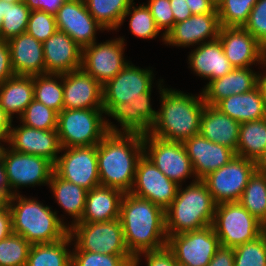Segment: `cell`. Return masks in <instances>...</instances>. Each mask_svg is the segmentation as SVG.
<instances>
[{
	"label": "cell",
	"mask_w": 266,
	"mask_h": 266,
	"mask_svg": "<svg viewBox=\"0 0 266 266\" xmlns=\"http://www.w3.org/2000/svg\"><path fill=\"white\" fill-rule=\"evenodd\" d=\"M207 266H234L233 247L220 246Z\"/></svg>",
	"instance_id": "52"
},
{
	"label": "cell",
	"mask_w": 266,
	"mask_h": 266,
	"mask_svg": "<svg viewBox=\"0 0 266 266\" xmlns=\"http://www.w3.org/2000/svg\"><path fill=\"white\" fill-rule=\"evenodd\" d=\"M60 155L54 164V172L60 178L87 191L100 186L97 145L61 148Z\"/></svg>",
	"instance_id": "13"
},
{
	"label": "cell",
	"mask_w": 266,
	"mask_h": 266,
	"mask_svg": "<svg viewBox=\"0 0 266 266\" xmlns=\"http://www.w3.org/2000/svg\"><path fill=\"white\" fill-rule=\"evenodd\" d=\"M144 155L179 186L189 178L197 180L186 149L181 142H169L150 134L143 135Z\"/></svg>",
	"instance_id": "11"
},
{
	"label": "cell",
	"mask_w": 266,
	"mask_h": 266,
	"mask_svg": "<svg viewBox=\"0 0 266 266\" xmlns=\"http://www.w3.org/2000/svg\"><path fill=\"white\" fill-rule=\"evenodd\" d=\"M2 23H3V21H0V30H1Z\"/></svg>",
	"instance_id": "61"
},
{
	"label": "cell",
	"mask_w": 266,
	"mask_h": 266,
	"mask_svg": "<svg viewBox=\"0 0 266 266\" xmlns=\"http://www.w3.org/2000/svg\"><path fill=\"white\" fill-rule=\"evenodd\" d=\"M222 0H212V2L217 6Z\"/></svg>",
	"instance_id": "60"
},
{
	"label": "cell",
	"mask_w": 266,
	"mask_h": 266,
	"mask_svg": "<svg viewBox=\"0 0 266 266\" xmlns=\"http://www.w3.org/2000/svg\"><path fill=\"white\" fill-rule=\"evenodd\" d=\"M143 154V135L109 132L97 144L100 185L129 193Z\"/></svg>",
	"instance_id": "3"
},
{
	"label": "cell",
	"mask_w": 266,
	"mask_h": 266,
	"mask_svg": "<svg viewBox=\"0 0 266 266\" xmlns=\"http://www.w3.org/2000/svg\"><path fill=\"white\" fill-rule=\"evenodd\" d=\"M103 114V108L63 109L57 120L61 147L97 145L109 133Z\"/></svg>",
	"instance_id": "6"
},
{
	"label": "cell",
	"mask_w": 266,
	"mask_h": 266,
	"mask_svg": "<svg viewBox=\"0 0 266 266\" xmlns=\"http://www.w3.org/2000/svg\"><path fill=\"white\" fill-rule=\"evenodd\" d=\"M34 100V76L13 75L0 84V106L13 121Z\"/></svg>",
	"instance_id": "31"
},
{
	"label": "cell",
	"mask_w": 266,
	"mask_h": 266,
	"mask_svg": "<svg viewBox=\"0 0 266 266\" xmlns=\"http://www.w3.org/2000/svg\"><path fill=\"white\" fill-rule=\"evenodd\" d=\"M34 99L60 113L64 109L63 74L34 76Z\"/></svg>",
	"instance_id": "37"
},
{
	"label": "cell",
	"mask_w": 266,
	"mask_h": 266,
	"mask_svg": "<svg viewBox=\"0 0 266 266\" xmlns=\"http://www.w3.org/2000/svg\"><path fill=\"white\" fill-rule=\"evenodd\" d=\"M72 245L69 233L56 242L32 244L26 266H71Z\"/></svg>",
	"instance_id": "33"
},
{
	"label": "cell",
	"mask_w": 266,
	"mask_h": 266,
	"mask_svg": "<svg viewBox=\"0 0 266 266\" xmlns=\"http://www.w3.org/2000/svg\"><path fill=\"white\" fill-rule=\"evenodd\" d=\"M13 121L0 106V140L5 143Z\"/></svg>",
	"instance_id": "55"
},
{
	"label": "cell",
	"mask_w": 266,
	"mask_h": 266,
	"mask_svg": "<svg viewBox=\"0 0 266 266\" xmlns=\"http://www.w3.org/2000/svg\"><path fill=\"white\" fill-rule=\"evenodd\" d=\"M164 80L160 79V109L152 125L150 135L169 142H185L199 134L201 118L205 107L202 92L197 96L184 93L173 88H165Z\"/></svg>",
	"instance_id": "2"
},
{
	"label": "cell",
	"mask_w": 266,
	"mask_h": 266,
	"mask_svg": "<svg viewBox=\"0 0 266 266\" xmlns=\"http://www.w3.org/2000/svg\"><path fill=\"white\" fill-rule=\"evenodd\" d=\"M234 266H266V231L253 241L233 248Z\"/></svg>",
	"instance_id": "43"
},
{
	"label": "cell",
	"mask_w": 266,
	"mask_h": 266,
	"mask_svg": "<svg viewBox=\"0 0 266 266\" xmlns=\"http://www.w3.org/2000/svg\"><path fill=\"white\" fill-rule=\"evenodd\" d=\"M124 41L120 36L83 48L81 68L103 86L129 63L124 56Z\"/></svg>",
	"instance_id": "15"
},
{
	"label": "cell",
	"mask_w": 266,
	"mask_h": 266,
	"mask_svg": "<svg viewBox=\"0 0 266 266\" xmlns=\"http://www.w3.org/2000/svg\"><path fill=\"white\" fill-rule=\"evenodd\" d=\"M183 145L197 180H202L236 156L232 149L207 140L200 133L183 142Z\"/></svg>",
	"instance_id": "23"
},
{
	"label": "cell",
	"mask_w": 266,
	"mask_h": 266,
	"mask_svg": "<svg viewBox=\"0 0 266 266\" xmlns=\"http://www.w3.org/2000/svg\"><path fill=\"white\" fill-rule=\"evenodd\" d=\"M31 244L12 233L0 241V266H26Z\"/></svg>",
	"instance_id": "41"
},
{
	"label": "cell",
	"mask_w": 266,
	"mask_h": 266,
	"mask_svg": "<svg viewBox=\"0 0 266 266\" xmlns=\"http://www.w3.org/2000/svg\"><path fill=\"white\" fill-rule=\"evenodd\" d=\"M188 64L193 74L212 81L223 77L234 69L226 58L220 40L204 42L189 52Z\"/></svg>",
	"instance_id": "25"
},
{
	"label": "cell",
	"mask_w": 266,
	"mask_h": 266,
	"mask_svg": "<svg viewBox=\"0 0 266 266\" xmlns=\"http://www.w3.org/2000/svg\"><path fill=\"white\" fill-rule=\"evenodd\" d=\"M131 255H109L87 251H72L71 266H133Z\"/></svg>",
	"instance_id": "44"
},
{
	"label": "cell",
	"mask_w": 266,
	"mask_h": 266,
	"mask_svg": "<svg viewBox=\"0 0 266 266\" xmlns=\"http://www.w3.org/2000/svg\"><path fill=\"white\" fill-rule=\"evenodd\" d=\"M102 89L82 68L63 74L64 109L103 108Z\"/></svg>",
	"instance_id": "22"
},
{
	"label": "cell",
	"mask_w": 266,
	"mask_h": 266,
	"mask_svg": "<svg viewBox=\"0 0 266 266\" xmlns=\"http://www.w3.org/2000/svg\"><path fill=\"white\" fill-rule=\"evenodd\" d=\"M244 28L266 49V0H258Z\"/></svg>",
	"instance_id": "46"
},
{
	"label": "cell",
	"mask_w": 266,
	"mask_h": 266,
	"mask_svg": "<svg viewBox=\"0 0 266 266\" xmlns=\"http://www.w3.org/2000/svg\"><path fill=\"white\" fill-rule=\"evenodd\" d=\"M129 16V30L132 35L140 39L150 40L159 36L161 31L157 27L149 8L146 6V3L143 2L142 4H139V6H135V2H133L124 13L120 22V28Z\"/></svg>",
	"instance_id": "39"
},
{
	"label": "cell",
	"mask_w": 266,
	"mask_h": 266,
	"mask_svg": "<svg viewBox=\"0 0 266 266\" xmlns=\"http://www.w3.org/2000/svg\"><path fill=\"white\" fill-rule=\"evenodd\" d=\"M146 260L147 266H177L173 252L165 246L162 249L144 252L134 258L133 266H139L142 257Z\"/></svg>",
	"instance_id": "48"
},
{
	"label": "cell",
	"mask_w": 266,
	"mask_h": 266,
	"mask_svg": "<svg viewBox=\"0 0 266 266\" xmlns=\"http://www.w3.org/2000/svg\"><path fill=\"white\" fill-rule=\"evenodd\" d=\"M251 68H234L223 77L214 79L202 88L206 105L216 106L221 100L234 94L246 93L258 85V72Z\"/></svg>",
	"instance_id": "26"
},
{
	"label": "cell",
	"mask_w": 266,
	"mask_h": 266,
	"mask_svg": "<svg viewBox=\"0 0 266 266\" xmlns=\"http://www.w3.org/2000/svg\"><path fill=\"white\" fill-rule=\"evenodd\" d=\"M45 74H65L82 66V48L65 32L57 30L44 43Z\"/></svg>",
	"instance_id": "24"
},
{
	"label": "cell",
	"mask_w": 266,
	"mask_h": 266,
	"mask_svg": "<svg viewBox=\"0 0 266 266\" xmlns=\"http://www.w3.org/2000/svg\"><path fill=\"white\" fill-rule=\"evenodd\" d=\"M153 70L129 63L115 77L103 85V103H126L143 98L153 89Z\"/></svg>",
	"instance_id": "17"
},
{
	"label": "cell",
	"mask_w": 266,
	"mask_h": 266,
	"mask_svg": "<svg viewBox=\"0 0 266 266\" xmlns=\"http://www.w3.org/2000/svg\"><path fill=\"white\" fill-rule=\"evenodd\" d=\"M220 246L212 225L170 235L167 239V247L176 261L185 266H207Z\"/></svg>",
	"instance_id": "14"
},
{
	"label": "cell",
	"mask_w": 266,
	"mask_h": 266,
	"mask_svg": "<svg viewBox=\"0 0 266 266\" xmlns=\"http://www.w3.org/2000/svg\"><path fill=\"white\" fill-rule=\"evenodd\" d=\"M146 6L155 20L161 33L162 42H165V36L174 26V16L170 7V0H148ZM163 34V35H162Z\"/></svg>",
	"instance_id": "47"
},
{
	"label": "cell",
	"mask_w": 266,
	"mask_h": 266,
	"mask_svg": "<svg viewBox=\"0 0 266 266\" xmlns=\"http://www.w3.org/2000/svg\"><path fill=\"white\" fill-rule=\"evenodd\" d=\"M218 39L234 68L262 65L266 60V49L244 27H221Z\"/></svg>",
	"instance_id": "20"
},
{
	"label": "cell",
	"mask_w": 266,
	"mask_h": 266,
	"mask_svg": "<svg viewBox=\"0 0 266 266\" xmlns=\"http://www.w3.org/2000/svg\"><path fill=\"white\" fill-rule=\"evenodd\" d=\"M257 170L266 174V153L257 163Z\"/></svg>",
	"instance_id": "58"
},
{
	"label": "cell",
	"mask_w": 266,
	"mask_h": 266,
	"mask_svg": "<svg viewBox=\"0 0 266 266\" xmlns=\"http://www.w3.org/2000/svg\"><path fill=\"white\" fill-rule=\"evenodd\" d=\"M119 219L127 250L133 258L167 246L165 210L150 200L125 193Z\"/></svg>",
	"instance_id": "1"
},
{
	"label": "cell",
	"mask_w": 266,
	"mask_h": 266,
	"mask_svg": "<svg viewBox=\"0 0 266 266\" xmlns=\"http://www.w3.org/2000/svg\"><path fill=\"white\" fill-rule=\"evenodd\" d=\"M48 187L51 189L57 204L72 219L68 223V229L80 222L85 210L87 190L60 178L55 172L51 176Z\"/></svg>",
	"instance_id": "32"
},
{
	"label": "cell",
	"mask_w": 266,
	"mask_h": 266,
	"mask_svg": "<svg viewBox=\"0 0 266 266\" xmlns=\"http://www.w3.org/2000/svg\"><path fill=\"white\" fill-rule=\"evenodd\" d=\"M69 0H23L26 6L32 10L44 11L55 15L64 2Z\"/></svg>",
	"instance_id": "50"
},
{
	"label": "cell",
	"mask_w": 266,
	"mask_h": 266,
	"mask_svg": "<svg viewBox=\"0 0 266 266\" xmlns=\"http://www.w3.org/2000/svg\"><path fill=\"white\" fill-rule=\"evenodd\" d=\"M260 68H262V71L258 73V86L262 92L263 95V100H264V106H265V110H266V60L263 62V64L261 66H258ZM264 67V69H263Z\"/></svg>",
	"instance_id": "57"
},
{
	"label": "cell",
	"mask_w": 266,
	"mask_h": 266,
	"mask_svg": "<svg viewBox=\"0 0 266 266\" xmlns=\"http://www.w3.org/2000/svg\"><path fill=\"white\" fill-rule=\"evenodd\" d=\"M218 13L191 15L188 19L174 23L165 36L164 44L176 47H192L215 40L219 36Z\"/></svg>",
	"instance_id": "21"
},
{
	"label": "cell",
	"mask_w": 266,
	"mask_h": 266,
	"mask_svg": "<svg viewBox=\"0 0 266 266\" xmlns=\"http://www.w3.org/2000/svg\"><path fill=\"white\" fill-rule=\"evenodd\" d=\"M266 153V118L240 124L235 154L255 162Z\"/></svg>",
	"instance_id": "34"
},
{
	"label": "cell",
	"mask_w": 266,
	"mask_h": 266,
	"mask_svg": "<svg viewBox=\"0 0 266 266\" xmlns=\"http://www.w3.org/2000/svg\"><path fill=\"white\" fill-rule=\"evenodd\" d=\"M258 0H222L217 6L221 27H244Z\"/></svg>",
	"instance_id": "40"
},
{
	"label": "cell",
	"mask_w": 266,
	"mask_h": 266,
	"mask_svg": "<svg viewBox=\"0 0 266 266\" xmlns=\"http://www.w3.org/2000/svg\"><path fill=\"white\" fill-rule=\"evenodd\" d=\"M124 192L112 187L98 186L87 191L82 223L107 222L119 219Z\"/></svg>",
	"instance_id": "28"
},
{
	"label": "cell",
	"mask_w": 266,
	"mask_h": 266,
	"mask_svg": "<svg viewBox=\"0 0 266 266\" xmlns=\"http://www.w3.org/2000/svg\"><path fill=\"white\" fill-rule=\"evenodd\" d=\"M57 30L65 32L82 49L96 42L97 31L105 29L93 18L84 0H69L55 14Z\"/></svg>",
	"instance_id": "18"
},
{
	"label": "cell",
	"mask_w": 266,
	"mask_h": 266,
	"mask_svg": "<svg viewBox=\"0 0 266 266\" xmlns=\"http://www.w3.org/2000/svg\"><path fill=\"white\" fill-rule=\"evenodd\" d=\"M9 197V186L6 179L5 166L0 157V200L5 201Z\"/></svg>",
	"instance_id": "56"
},
{
	"label": "cell",
	"mask_w": 266,
	"mask_h": 266,
	"mask_svg": "<svg viewBox=\"0 0 266 266\" xmlns=\"http://www.w3.org/2000/svg\"><path fill=\"white\" fill-rule=\"evenodd\" d=\"M13 233L10 206L6 201L0 202V241Z\"/></svg>",
	"instance_id": "51"
},
{
	"label": "cell",
	"mask_w": 266,
	"mask_h": 266,
	"mask_svg": "<svg viewBox=\"0 0 266 266\" xmlns=\"http://www.w3.org/2000/svg\"><path fill=\"white\" fill-rule=\"evenodd\" d=\"M257 164L244 157L234 156L226 165L209 173L202 181L216 204L239 202Z\"/></svg>",
	"instance_id": "10"
},
{
	"label": "cell",
	"mask_w": 266,
	"mask_h": 266,
	"mask_svg": "<svg viewBox=\"0 0 266 266\" xmlns=\"http://www.w3.org/2000/svg\"><path fill=\"white\" fill-rule=\"evenodd\" d=\"M212 227L220 245L233 248L255 240L266 231L239 202L216 204Z\"/></svg>",
	"instance_id": "7"
},
{
	"label": "cell",
	"mask_w": 266,
	"mask_h": 266,
	"mask_svg": "<svg viewBox=\"0 0 266 266\" xmlns=\"http://www.w3.org/2000/svg\"><path fill=\"white\" fill-rule=\"evenodd\" d=\"M0 1H5V2H9V3L15 4V3L22 2L23 0H0Z\"/></svg>",
	"instance_id": "59"
},
{
	"label": "cell",
	"mask_w": 266,
	"mask_h": 266,
	"mask_svg": "<svg viewBox=\"0 0 266 266\" xmlns=\"http://www.w3.org/2000/svg\"><path fill=\"white\" fill-rule=\"evenodd\" d=\"M11 65L15 75L45 74L42 43L24 32L8 40Z\"/></svg>",
	"instance_id": "27"
},
{
	"label": "cell",
	"mask_w": 266,
	"mask_h": 266,
	"mask_svg": "<svg viewBox=\"0 0 266 266\" xmlns=\"http://www.w3.org/2000/svg\"><path fill=\"white\" fill-rule=\"evenodd\" d=\"M19 119L20 124L35 129L57 130L58 113L35 99L27 106Z\"/></svg>",
	"instance_id": "42"
},
{
	"label": "cell",
	"mask_w": 266,
	"mask_h": 266,
	"mask_svg": "<svg viewBox=\"0 0 266 266\" xmlns=\"http://www.w3.org/2000/svg\"><path fill=\"white\" fill-rule=\"evenodd\" d=\"M240 123L223 114L216 106L205 105L200 134L207 140L221 144L236 152Z\"/></svg>",
	"instance_id": "29"
},
{
	"label": "cell",
	"mask_w": 266,
	"mask_h": 266,
	"mask_svg": "<svg viewBox=\"0 0 266 266\" xmlns=\"http://www.w3.org/2000/svg\"><path fill=\"white\" fill-rule=\"evenodd\" d=\"M13 75L8 41L0 40V84Z\"/></svg>",
	"instance_id": "49"
},
{
	"label": "cell",
	"mask_w": 266,
	"mask_h": 266,
	"mask_svg": "<svg viewBox=\"0 0 266 266\" xmlns=\"http://www.w3.org/2000/svg\"><path fill=\"white\" fill-rule=\"evenodd\" d=\"M5 143L16 152L44 157L53 164L62 148L57 130H40L24 124L15 127L12 124Z\"/></svg>",
	"instance_id": "19"
},
{
	"label": "cell",
	"mask_w": 266,
	"mask_h": 266,
	"mask_svg": "<svg viewBox=\"0 0 266 266\" xmlns=\"http://www.w3.org/2000/svg\"><path fill=\"white\" fill-rule=\"evenodd\" d=\"M170 7L174 16V23L184 21L192 15L186 0H170Z\"/></svg>",
	"instance_id": "54"
},
{
	"label": "cell",
	"mask_w": 266,
	"mask_h": 266,
	"mask_svg": "<svg viewBox=\"0 0 266 266\" xmlns=\"http://www.w3.org/2000/svg\"><path fill=\"white\" fill-rule=\"evenodd\" d=\"M216 107L240 124L266 118L263 95L258 85L249 92L221 100Z\"/></svg>",
	"instance_id": "30"
},
{
	"label": "cell",
	"mask_w": 266,
	"mask_h": 266,
	"mask_svg": "<svg viewBox=\"0 0 266 266\" xmlns=\"http://www.w3.org/2000/svg\"><path fill=\"white\" fill-rule=\"evenodd\" d=\"M37 200L20 193L5 200L10 206L13 233L24 237L31 245L63 239L69 233L65 217L59 218L57 211Z\"/></svg>",
	"instance_id": "4"
},
{
	"label": "cell",
	"mask_w": 266,
	"mask_h": 266,
	"mask_svg": "<svg viewBox=\"0 0 266 266\" xmlns=\"http://www.w3.org/2000/svg\"><path fill=\"white\" fill-rule=\"evenodd\" d=\"M57 31L55 15L44 11L32 10L29 14L26 32L44 43Z\"/></svg>",
	"instance_id": "45"
},
{
	"label": "cell",
	"mask_w": 266,
	"mask_h": 266,
	"mask_svg": "<svg viewBox=\"0 0 266 266\" xmlns=\"http://www.w3.org/2000/svg\"><path fill=\"white\" fill-rule=\"evenodd\" d=\"M192 15L218 13L212 0H186Z\"/></svg>",
	"instance_id": "53"
},
{
	"label": "cell",
	"mask_w": 266,
	"mask_h": 266,
	"mask_svg": "<svg viewBox=\"0 0 266 266\" xmlns=\"http://www.w3.org/2000/svg\"><path fill=\"white\" fill-rule=\"evenodd\" d=\"M30 11L23 1L15 4L0 1V21H3L0 40L8 41L26 32Z\"/></svg>",
	"instance_id": "38"
},
{
	"label": "cell",
	"mask_w": 266,
	"mask_h": 266,
	"mask_svg": "<svg viewBox=\"0 0 266 266\" xmlns=\"http://www.w3.org/2000/svg\"><path fill=\"white\" fill-rule=\"evenodd\" d=\"M0 157L5 166L9 197L19 194L20 187L49 185L54 164L48 159L16 152L5 144L1 146Z\"/></svg>",
	"instance_id": "9"
},
{
	"label": "cell",
	"mask_w": 266,
	"mask_h": 266,
	"mask_svg": "<svg viewBox=\"0 0 266 266\" xmlns=\"http://www.w3.org/2000/svg\"><path fill=\"white\" fill-rule=\"evenodd\" d=\"M179 185L167 178L144 154L139 159L130 193L150 200L166 210L177 195Z\"/></svg>",
	"instance_id": "16"
},
{
	"label": "cell",
	"mask_w": 266,
	"mask_h": 266,
	"mask_svg": "<svg viewBox=\"0 0 266 266\" xmlns=\"http://www.w3.org/2000/svg\"><path fill=\"white\" fill-rule=\"evenodd\" d=\"M134 0H84L89 13L108 32L117 31Z\"/></svg>",
	"instance_id": "35"
},
{
	"label": "cell",
	"mask_w": 266,
	"mask_h": 266,
	"mask_svg": "<svg viewBox=\"0 0 266 266\" xmlns=\"http://www.w3.org/2000/svg\"><path fill=\"white\" fill-rule=\"evenodd\" d=\"M239 203L266 227V174L253 173Z\"/></svg>",
	"instance_id": "36"
},
{
	"label": "cell",
	"mask_w": 266,
	"mask_h": 266,
	"mask_svg": "<svg viewBox=\"0 0 266 266\" xmlns=\"http://www.w3.org/2000/svg\"><path fill=\"white\" fill-rule=\"evenodd\" d=\"M74 248L109 255H131L127 250L120 219L107 222H78L69 228Z\"/></svg>",
	"instance_id": "8"
},
{
	"label": "cell",
	"mask_w": 266,
	"mask_h": 266,
	"mask_svg": "<svg viewBox=\"0 0 266 266\" xmlns=\"http://www.w3.org/2000/svg\"><path fill=\"white\" fill-rule=\"evenodd\" d=\"M152 89L143 93V98L126 103H103L105 115L112 117L120 125L108 119L106 124L109 132L149 134L157 118V110L152 108ZM121 126L120 128H118Z\"/></svg>",
	"instance_id": "12"
},
{
	"label": "cell",
	"mask_w": 266,
	"mask_h": 266,
	"mask_svg": "<svg viewBox=\"0 0 266 266\" xmlns=\"http://www.w3.org/2000/svg\"><path fill=\"white\" fill-rule=\"evenodd\" d=\"M180 185L171 205L165 210L167 236L212 225L216 203L202 180Z\"/></svg>",
	"instance_id": "5"
}]
</instances>
